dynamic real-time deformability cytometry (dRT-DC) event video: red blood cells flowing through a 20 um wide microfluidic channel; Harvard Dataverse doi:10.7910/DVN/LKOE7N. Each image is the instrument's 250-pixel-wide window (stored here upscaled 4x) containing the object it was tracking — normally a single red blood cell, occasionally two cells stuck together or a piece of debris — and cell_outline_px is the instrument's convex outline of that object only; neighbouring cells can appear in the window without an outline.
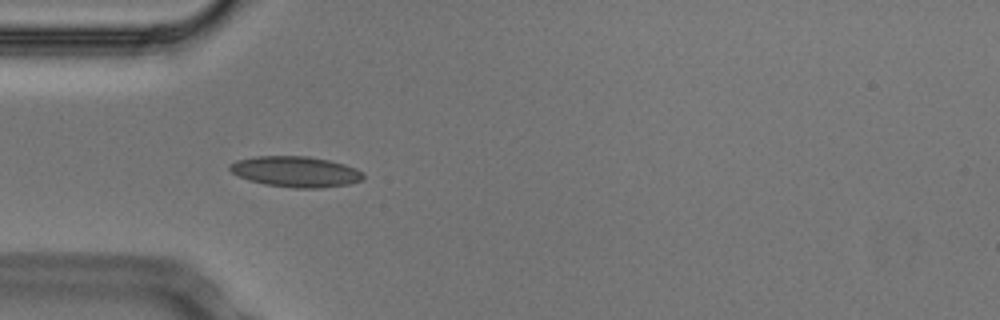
{"species": "Egyptian fruit bat (a non-hibernating species)", "species_latin": "Rousettus aegyptiacus", "temperature_condition": "cold", "stored_images_in_passage": 38, "camera_frame_rate_fps": 3000, "um_per_image_px": 0.085, "animal": {"sex": "male"}, "frame": {"image": 1, "passage_image": 1, "time_ms": 0.0, "image_size_px": [1000, 320], "cell_outline_px": [[364, 176], [360, 180], [348, 184], [320, 188], [296, 188], [264, 184], [248, 180], [232, 172], [228, 168], [228, 164], [236, 160], [256, 156], [308, 156], [328, 160], [344, 164], [356, 168]], "centroid_in_image_um": [25.09, 14.58], "position_along_channel_um": 59.9, "area_um2": 23.76}}
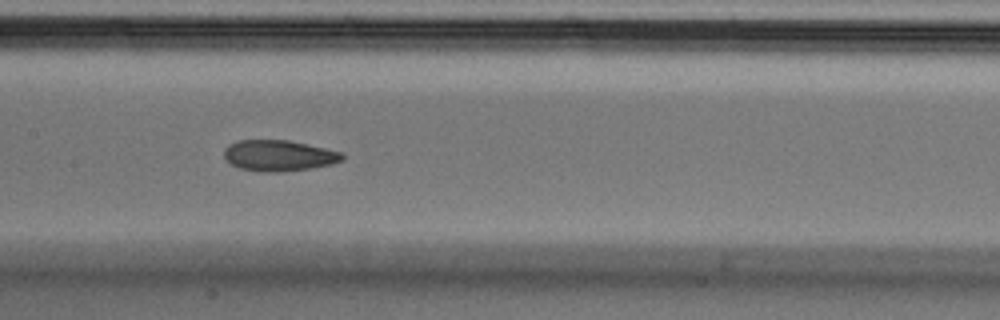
{"frame": {"image": 2, "passage_image": 11, "time_ms": 3.333, "image_size_px": [1000, 320], "cell_outline_px": [[344, 160], [332, 164], [312, 168], [276, 172], [260, 172], [240, 168], [232, 164], [224, 156], [224, 148], [228, 144], [236, 140], [288, 140], [308, 144], [344, 152]], "centroid_in_image_um": [23.72, 13.22], "position_along_channel_um": 183.7, "area_um2": 21.5}}
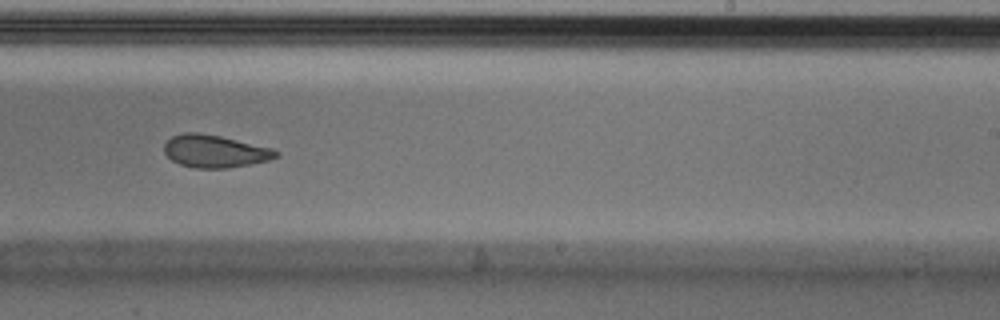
{"frame": {"image": 3, "passage_image": 18, "time_ms": 5.667, "image_size_px": [1000, 320], "cell_outline_px": [[280, 156], [268, 160], [228, 168], [196, 168], [180, 164], [172, 160], [164, 152], [164, 144], [172, 136], [184, 132], [196, 132], [220, 136], [272, 148], [280, 152]], "centroid_in_image_um": [18.26, 12.85], "position_along_channel_um": 270.7, "area_um2": 21.1}, "authors_computed_cell_mechanics": {"area_um2": 22.3108, "velocity_mm_per_s": 3.7429, "shape_relaxation_time_tau1_ms": null, "shape_relaxation_time_tau2_ms": 2.6574, "deformation_change_tau1": null, "deformation_change_tau2": 0.0649}}